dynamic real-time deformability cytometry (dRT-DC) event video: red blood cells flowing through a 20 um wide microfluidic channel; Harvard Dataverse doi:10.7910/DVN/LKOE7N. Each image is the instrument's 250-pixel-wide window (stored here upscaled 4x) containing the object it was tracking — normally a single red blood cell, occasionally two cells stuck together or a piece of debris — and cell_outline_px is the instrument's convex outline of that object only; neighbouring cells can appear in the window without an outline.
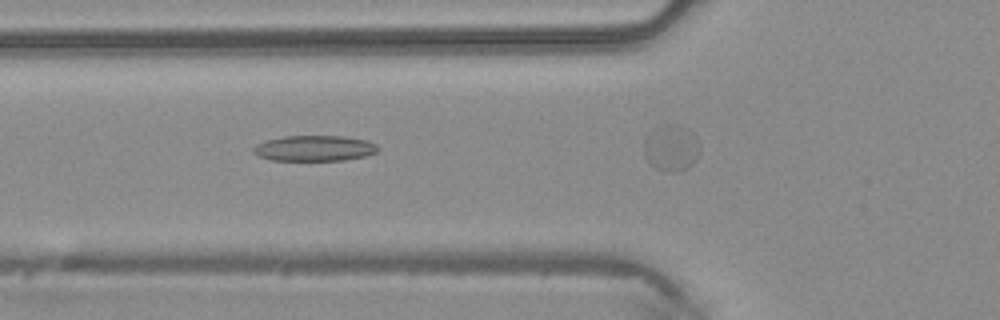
{"species": "common noctule bat (a hibernating species)", "species_latin": "Nyctalus noctula", "temperature_condition": "warm", "stored_images_in_passage": 24, "camera_frame_rate_fps": 3000, "um_per_image_px": 0.085, "animal": {"sex": "male", "body_mass_g": 20.4}, "frame": {"image": 1, "passage_image": 5, "time_ms": 1.333, "image_size_px": [1000, 320], "cell_outline_px": [[380, 148], [376, 152], [368, 156], [344, 160], [272, 160], [260, 156], [252, 152], [252, 148], [256, 144], [264, 140], [284, 136], [344, 136], [368, 140], [376, 144]], "centroid_in_image_um": [26.75, 12.59], "position_along_channel_um": 99.1, "area_um2": 18.79}}
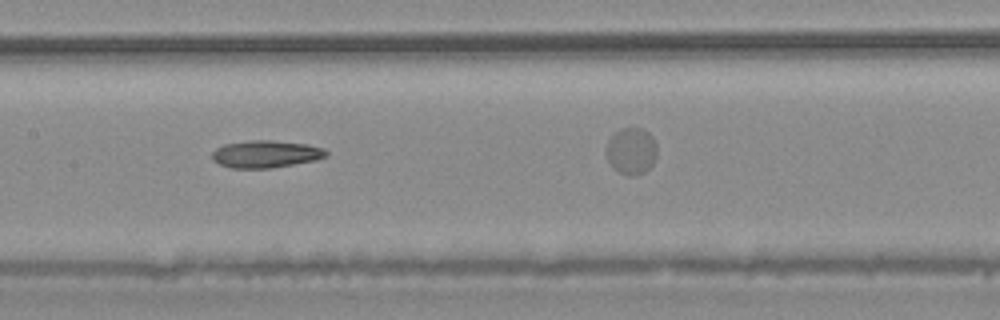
{"frame": {"image": 2, "passage_image": 11, "time_ms": 3.333, "image_size_px": [1000, 320], "cell_outline_px": [[328, 156], [316, 160], [272, 168], [228, 168], [212, 160], [212, 152], [216, 148], [224, 144], [252, 140], [272, 140], [308, 144], [324, 148], [328, 152]], "centroid_in_image_um": [22.6, 13.09], "position_along_channel_um": 184.8, "area_um2": 18.32}}
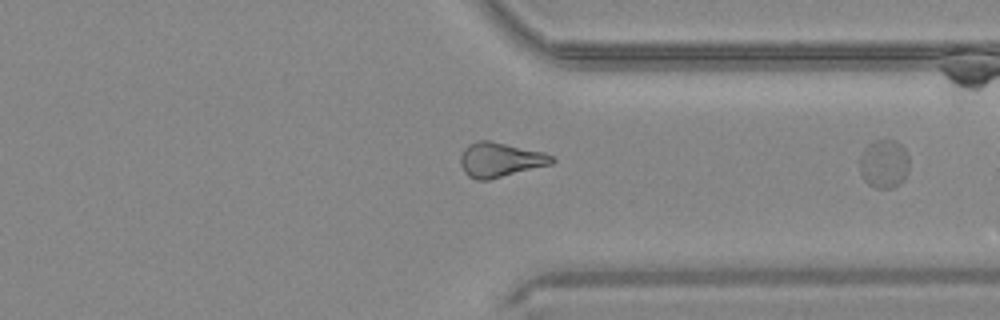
{"frame": {"image": 3, "passage_image": 24, "time_ms": 7.667, "image_size_px": [1000, 320], "cell_outline_px": [[908, 172], [904, 180], [900, 184], [892, 188], [876, 188], [868, 184], [864, 180], [860, 172], [860, 152], [868, 144], [876, 140], [892, 140], [900, 144], [904, 148], [908, 156]], "centroid_in_image_um": [75.13, 13.94], "position_along_channel_um": 336.3, "area_um2": 14.16}}